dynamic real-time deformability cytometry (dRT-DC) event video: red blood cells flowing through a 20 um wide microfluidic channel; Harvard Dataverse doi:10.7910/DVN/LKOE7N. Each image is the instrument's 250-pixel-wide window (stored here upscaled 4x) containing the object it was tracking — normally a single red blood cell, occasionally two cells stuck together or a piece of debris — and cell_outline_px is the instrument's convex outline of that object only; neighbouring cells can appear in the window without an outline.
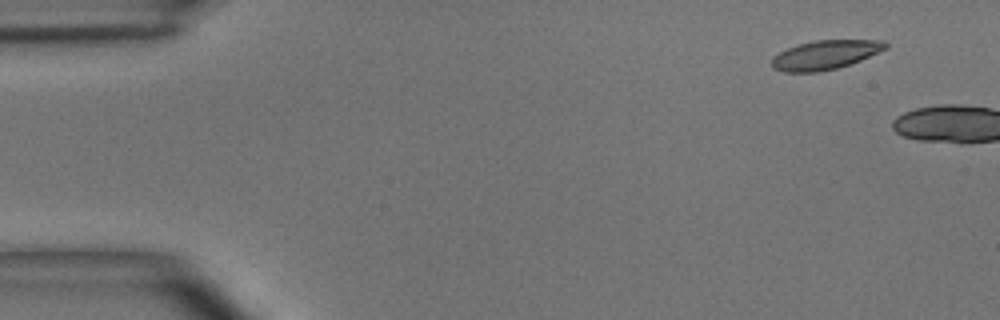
{"species": "common noctule bat (a hibernating species)", "species_latin": "Nyctalus noctula", "temperature_condition": "room temperature", "stored_images_in_passage": 6, "camera_frame_rate_fps": 3000, "um_per_image_px": 0.085, "animal": {"sex": "male", "body_mass_g": 15.6}, "frame": {"image": 1, "passage_image": 2, "time_ms": 1.0, "image_size_px": [1000, 320], "cell_outline_px": [[888, 48], [860, 60], [836, 68], [816, 72], [784, 72], [772, 68], [772, 56], [788, 48], [800, 44], [816, 40], [884, 40], [888, 44]], "centroid_in_image_um": [70.14, 4.66], "position_along_channel_um": 14.9, "area_um2": 19.13}}